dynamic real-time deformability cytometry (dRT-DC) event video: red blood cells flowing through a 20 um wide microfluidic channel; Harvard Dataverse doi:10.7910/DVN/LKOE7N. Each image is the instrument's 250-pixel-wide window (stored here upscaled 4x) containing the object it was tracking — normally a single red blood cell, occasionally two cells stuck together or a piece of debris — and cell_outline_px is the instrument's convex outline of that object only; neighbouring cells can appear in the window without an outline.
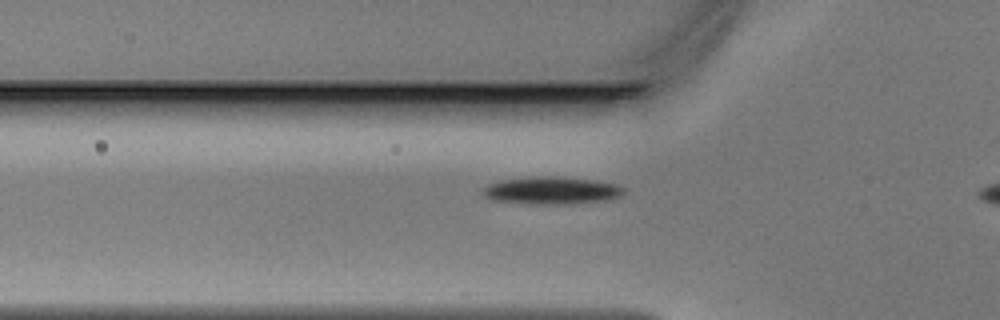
{"species": "Egyptian fruit bat (a non-hibernating species)", "species_latin": "Rousettus aegyptiacus", "temperature_condition": "warm", "stored_images_in_passage": 31, "camera_frame_rate_fps": 3000, "um_per_image_px": 0.085, "animal": {"sex": "male"}, "frame": {"image": 1, "passage_image": 6, "time_ms": 1.667, "image_size_px": [1000, 320], "cell_outline_px": [[624, 192], [620, 196], [604, 200], [556, 204], [544, 204], [492, 200], [484, 196], [484, 188], [488, 184], [504, 180], [532, 176], [544, 176], [596, 180], [616, 184], [624, 188]], "centroid_in_image_um": [46.88, 16.18], "position_along_channel_um": 78.9, "area_um2": 21.96}}
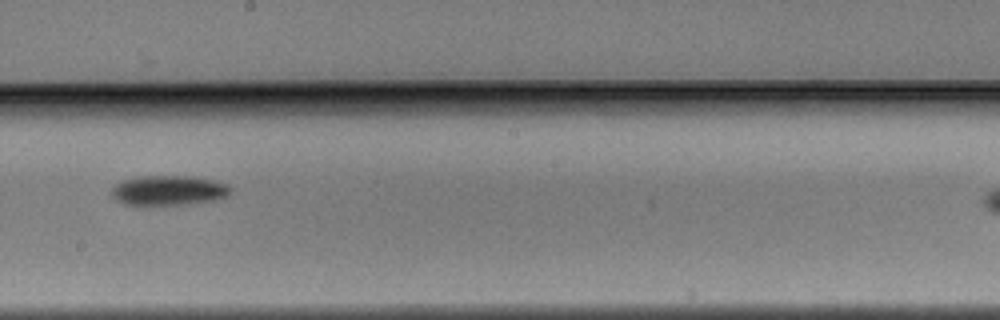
{"frame": {"image": 2, "passage_image": 17, "time_ms": 5.333, "image_size_px": [1000, 320], "cell_outline_px": [[232, 192], [228, 196], [216, 200], [188, 204], [124, 204], [116, 200], [112, 196], [112, 188], [116, 184], [124, 180], [136, 176], [192, 176], [212, 180], [228, 184], [232, 188]], "centroid_in_image_um": [14.38, 16.17], "position_along_channel_um": 233.8, "area_um2": 20.69}}
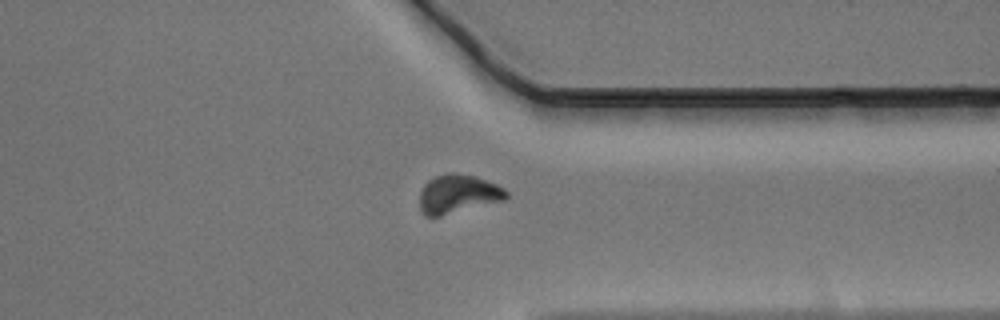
{"frame": {"image": 3, "passage_image": 27, "time_ms": 8.667, "image_size_px": [1000, 320], "cell_outline_px": [[508, 196], [504, 200], [440, 216], [424, 216], [420, 212], [420, 192], [424, 184], [428, 180], [436, 176], [448, 172], [456, 172], [476, 176], [496, 184], [504, 188], [508, 192]], "centroid_in_image_um": [38.91, 16.48], "position_along_channel_um": 372.5, "area_um2": 19.65}}